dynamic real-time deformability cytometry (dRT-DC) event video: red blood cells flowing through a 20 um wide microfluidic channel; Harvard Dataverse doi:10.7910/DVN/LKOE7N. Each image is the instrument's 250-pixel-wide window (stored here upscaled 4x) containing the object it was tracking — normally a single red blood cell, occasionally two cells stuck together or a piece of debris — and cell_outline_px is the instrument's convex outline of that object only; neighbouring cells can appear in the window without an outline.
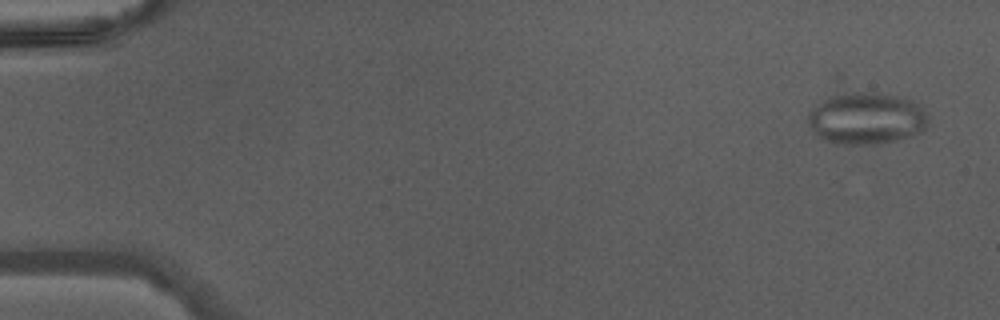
{"species": "Egyptian fruit bat (a non-hibernating species)", "species_latin": "Rousettus aegyptiacus", "temperature_condition": "warm", "stored_images_in_passage": 16, "camera_frame_rate_fps": 3000, "um_per_image_px": 0.085, "animal": {"sex": "male"}, "frame": {"image": 1, "passage_image": 3, "time_ms": 0.667, "image_size_px": [1000, 320], "cell_outline_px": [[928, 124], [924, 132], [896, 140], [880, 144], [844, 144], [824, 140], [804, 120], [808, 112], [828, 96], [852, 92], [876, 92], [900, 96], [912, 100], [924, 108], [928, 112]], "centroid_in_image_um": [73.69, 10.05], "position_along_channel_um": 11.3, "area_um2": 36.76}}